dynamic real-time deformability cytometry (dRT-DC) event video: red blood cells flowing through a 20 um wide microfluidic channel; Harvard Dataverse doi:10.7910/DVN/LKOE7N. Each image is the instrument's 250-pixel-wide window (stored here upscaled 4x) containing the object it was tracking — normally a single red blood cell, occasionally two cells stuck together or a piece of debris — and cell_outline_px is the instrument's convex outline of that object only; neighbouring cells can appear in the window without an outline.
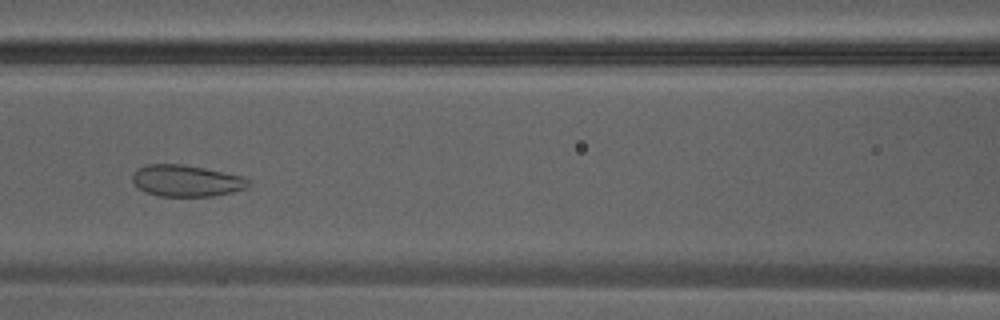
{"species": "Egyptian fruit bat (a non-hibernating species)", "species_latin": "Rousettus aegyptiacus", "temperature_condition": "warm", "stored_images_in_passage": 39, "camera_frame_rate_fps": 3000, "um_per_image_px": 0.085, "animal": {"sex": "male"}, "frame": {"image": 1, "passage_image": 17, "time_ms": 5.333, "image_size_px": [1000, 320], "cell_outline_px": [[252, 184], [248, 188], [232, 192], [212, 196], [160, 196], [144, 192], [132, 180], [132, 176], [136, 168], [144, 164], [184, 164], [244, 176]], "centroid_in_image_um": [15.85, 15.36], "position_along_channel_um": 150.7, "area_um2": 21.5}}
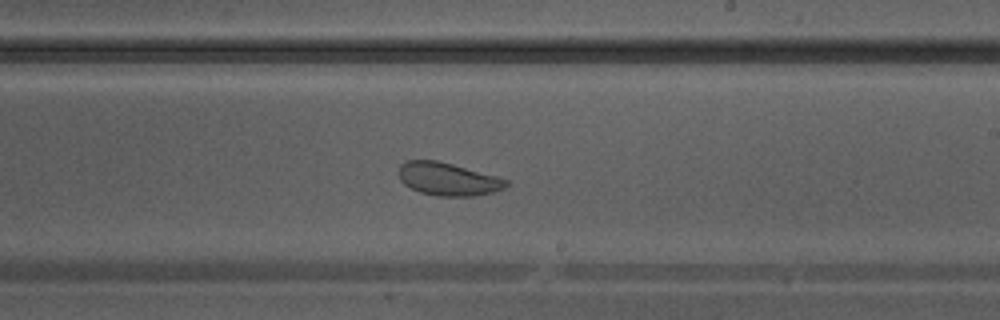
{"frame": {"image": 2, "passage_image": 23, "time_ms": 7.333, "image_size_px": [1000, 320], "cell_outline_px": [[508, 184], [504, 188], [492, 192], [476, 196], [436, 196], [420, 192], [404, 184], [400, 180], [400, 164], [408, 160], [436, 160], [452, 164], [496, 176], [508, 180]], "centroid_in_image_um": [38.08, 15.23], "position_along_channel_um": 250.9, "area_um2": 20.4}}